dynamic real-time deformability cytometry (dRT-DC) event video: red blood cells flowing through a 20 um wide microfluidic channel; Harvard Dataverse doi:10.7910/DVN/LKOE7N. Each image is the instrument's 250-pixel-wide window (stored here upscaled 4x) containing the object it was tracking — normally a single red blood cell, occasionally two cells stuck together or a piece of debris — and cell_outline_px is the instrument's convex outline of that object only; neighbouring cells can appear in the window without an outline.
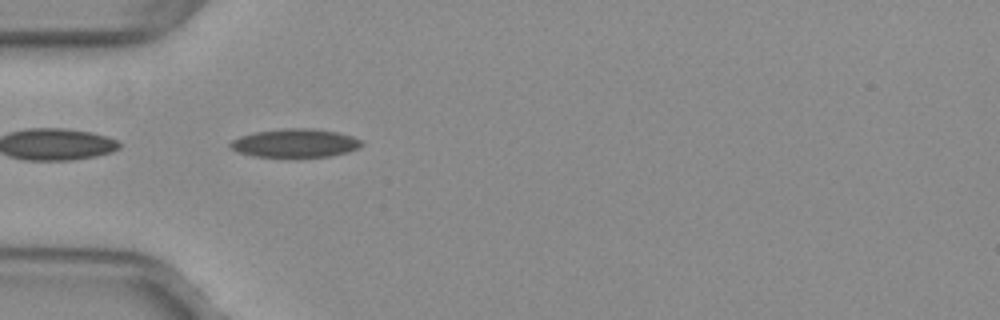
{"species": "common noctule bat (a hibernating species)", "species_latin": "Nyctalus noctula", "temperature_condition": "warm", "stored_images_in_passage": 36, "camera_frame_rate_fps": 3000, "um_per_image_px": 0.085, "animal": {"sex": "female", "body_mass_g": 29.2, "forearm_length_mm": 56.3}, "frame": {"image": 1, "passage_image": 1, "time_ms": 0.0, "image_size_px": [1000, 320], "cell_outline_px": [[364, 144], [360, 148], [348, 152], [328, 156], [296, 160], [252, 156], [240, 152], [232, 148], [228, 144], [232, 140], [240, 136], [252, 132], [280, 128], [316, 128], [336, 132], [352, 136], [364, 140]], "centroid_in_image_um": [25.11, 12.2], "position_along_channel_um": 59.9, "area_um2": 22.95}}
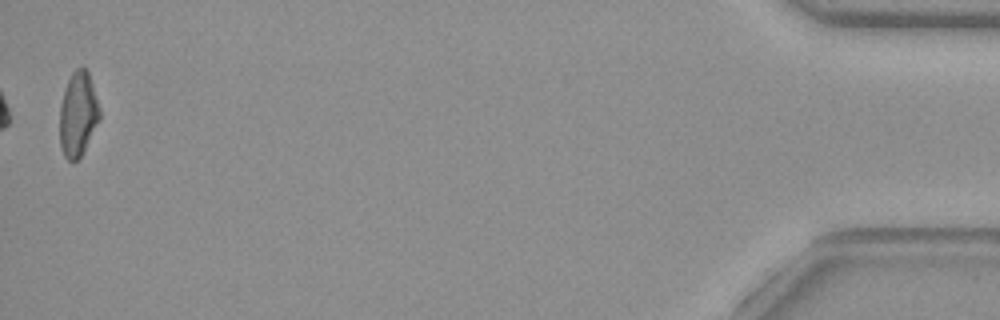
{"frame": {"image": 2, "passage_image": 36, "time_ms": 11.667, "image_size_px": [1000, 320], "cell_outline_px": [[100, 120], [80, 156], [72, 164], [64, 156], [60, 144], [60, 104], [68, 80], [72, 72], [76, 68], [84, 68], [88, 72], [100, 108]], "centroid_in_image_um": [6.63, 9.72], "position_along_channel_um": 428.6, "area_um2": 19.48}, "authors_computed_cell_mechanics": {"area_um2": 21.1548, "velocity_mm_per_s": 4.0158, "shape_relaxation_time_tau1_ms": null, "shape_relaxation_time_tau2_ms": 3.7191, "deformation_change_tau1": null, "deformation_change_tau2": 0.0924}}